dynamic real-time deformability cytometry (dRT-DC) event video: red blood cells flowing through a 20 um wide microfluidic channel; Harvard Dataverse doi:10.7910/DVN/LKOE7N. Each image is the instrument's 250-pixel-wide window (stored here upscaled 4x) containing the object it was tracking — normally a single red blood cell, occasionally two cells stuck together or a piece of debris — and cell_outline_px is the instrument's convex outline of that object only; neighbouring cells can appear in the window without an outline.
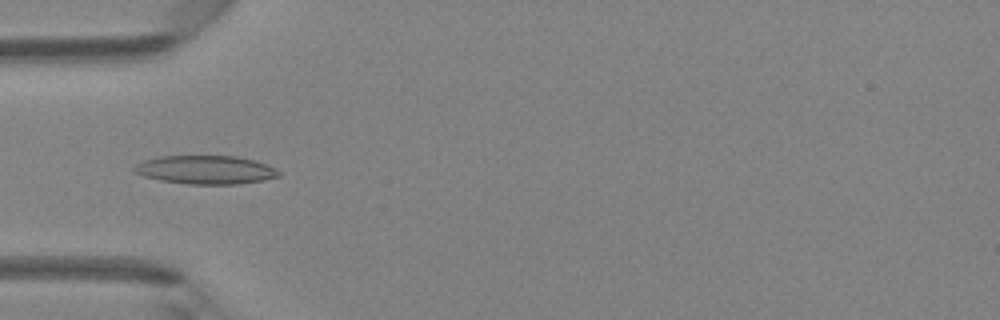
{"species": "Egyptian fruit bat (a non-hibernating species)", "species_latin": "Rousettus aegyptiacus", "temperature_condition": "room temperature", "stored_images_in_passage": 5, "camera_frame_rate_fps": 3000, "um_per_image_px": 0.085, "animal": {"sex": "female"}, "frame": {"image": 1, "passage_image": 5, "time_ms": 1.333, "image_size_px": [1000, 320], "cell_outline_px": [[280, 176], [264, 180], [236, 184], [188, 184], [160, 180], [144, 176], [136, 172], [132, 168], [136, 164], [144, 160], [160, 156], [236, 156], [252, 160], [264, 164], [280, 172]], "centroid_in_image_um": [17.44, 14.43], "position_along_channel_um": 67.6, "area_um2": 23.76}}